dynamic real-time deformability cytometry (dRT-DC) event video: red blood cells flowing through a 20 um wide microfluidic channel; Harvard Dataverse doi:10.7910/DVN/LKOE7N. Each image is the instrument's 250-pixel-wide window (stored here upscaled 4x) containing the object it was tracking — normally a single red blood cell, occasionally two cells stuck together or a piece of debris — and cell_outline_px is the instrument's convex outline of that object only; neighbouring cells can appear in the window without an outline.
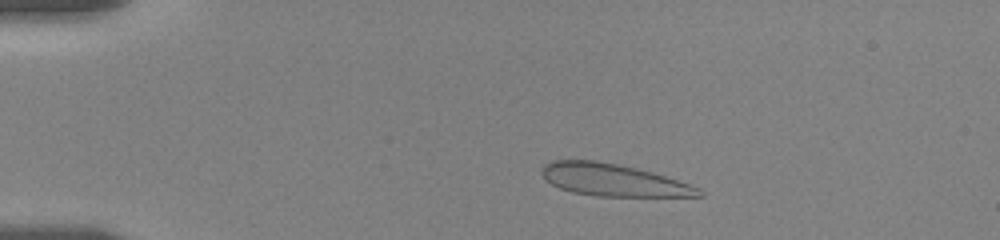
{"species": "human", "species_latin": "Homo sapiens", "temperature_condition": "room temperature", "stored_images_in_passage": 56, "camera_frame_rate_fps": 3000, "um_per_image_px": 0.085, "donor": {"sex": "female"}, "frame": {"image": 1, "passage_image": 10, "time_ms": 3.0, "image_size_px": [1000, 240], "cell_outline_px": [[704, 196], [596, 196], [572, 192], [560, 188], [544, 180], [540, 172], [540, 168], [544, 164], [552, 160], [596, 160], [636, 168], [652, 172], [700, 188], [704, 192]], "centroid_in_image_um": [52.06, 15.3], "position_along_channel_um": 32.9, "area_um2": 29.42}}
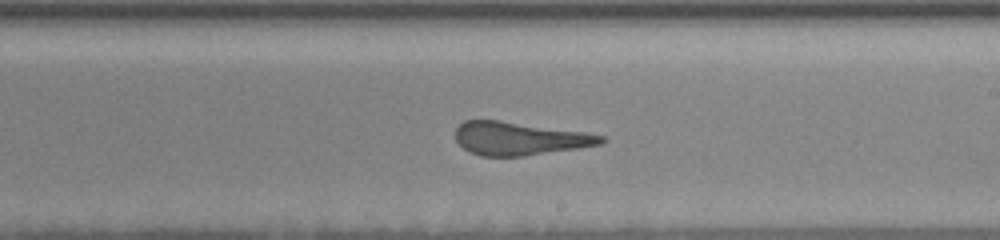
{"frame": {"image": 2, "passage_image": 33, "time_ms": 10.667, "image_size_px": [1000, 240], "cell_outline_px": [[608, 140], [600, 144], [580, 148], [524, 156], [480, 156], [468, 152], [456, 140], [456, 128], [464, 120], [500, 120], [588, 132], [604, 136]], "centroid_in_image_um": [44.19, 11.77], "position_along_channel_um": 244.8, "area_um2": 28.44}}
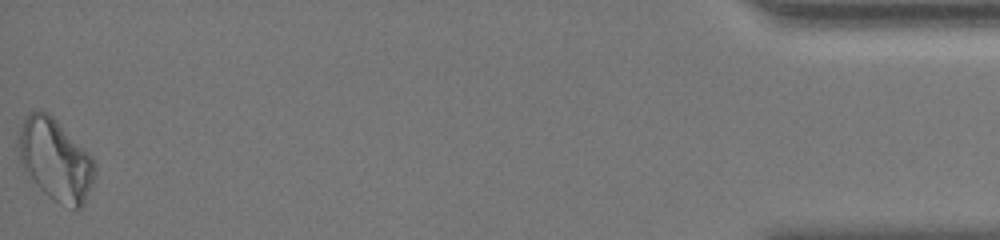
{"frame": {"image": 3, "passage_image": 56, "time_ms": 18.333, "image_size_px": [1000, 240], "cell_outline_px": [[96, 172], [84, 204], [80, 208], [72, 208], [60, 204], [48, 196], [40, 188], [24, 168], [20, 160], [20, 128], [24, 116], [28, 112], [40, 108], [48, 112], [92, 156], [96, 168]], "centroid_in_image_um": [4.73, 13.56], "position_along_channel_um": 430.5, "area_um2": 35.89}, "authors_computed_cell_mechanics": {"area_um2": 30.056, "velocity_mm_per_s": 3.5212, "shape_relaxation_time_tau1_ms": null, "shape_relaxation_time_tau2_ms": 1.4347, "deformation_change_tau1": null, "deformation_change_tau2": 0.069}}